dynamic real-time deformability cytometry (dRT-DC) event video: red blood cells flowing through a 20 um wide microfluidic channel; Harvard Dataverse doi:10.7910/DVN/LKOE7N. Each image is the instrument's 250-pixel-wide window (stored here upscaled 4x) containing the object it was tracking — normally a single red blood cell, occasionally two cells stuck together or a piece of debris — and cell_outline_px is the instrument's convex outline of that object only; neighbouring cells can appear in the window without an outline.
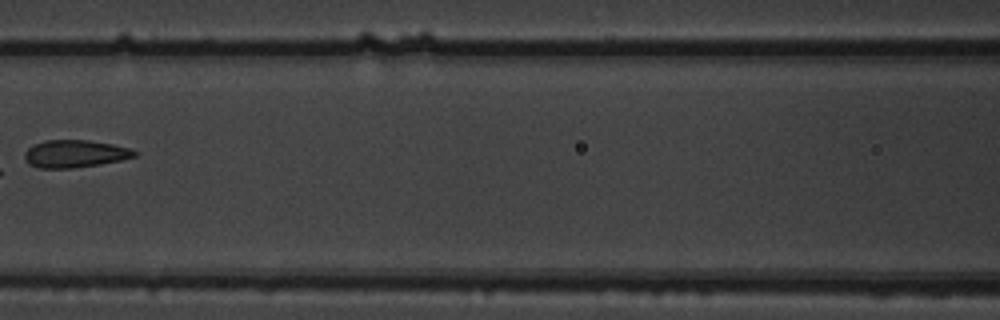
{"species": "common noctule bat (a hibernating species)", "species_latin": "Nyctalus noctula", "temperature_condition": "warm", "stored_images_in_passage": 8, "camera_frame_rate_fps": 3000, "um_per_image_px": 0.085, "animal": {"sex": "male", "body_mass_g": 19.5, "forearm_length_mm": 54.6}, "frame": {"image": 1, "passage_image": 8, "time_ms": 2.333, "image_size_px": [1000, 320], "cell_outline_px": [[136, 156], [120, 160], [100, 164], [72, 168], [40, 168], [28, 164], [24, 160], [24, 152], [32, 144], [44, 140], [88, 140], [112, 144], [128, 148], [136, 152]], "centroid_in_image_um": [6.3, 13.06], "position_along_channel_um": 160.3, "area_um2": 17.63}}